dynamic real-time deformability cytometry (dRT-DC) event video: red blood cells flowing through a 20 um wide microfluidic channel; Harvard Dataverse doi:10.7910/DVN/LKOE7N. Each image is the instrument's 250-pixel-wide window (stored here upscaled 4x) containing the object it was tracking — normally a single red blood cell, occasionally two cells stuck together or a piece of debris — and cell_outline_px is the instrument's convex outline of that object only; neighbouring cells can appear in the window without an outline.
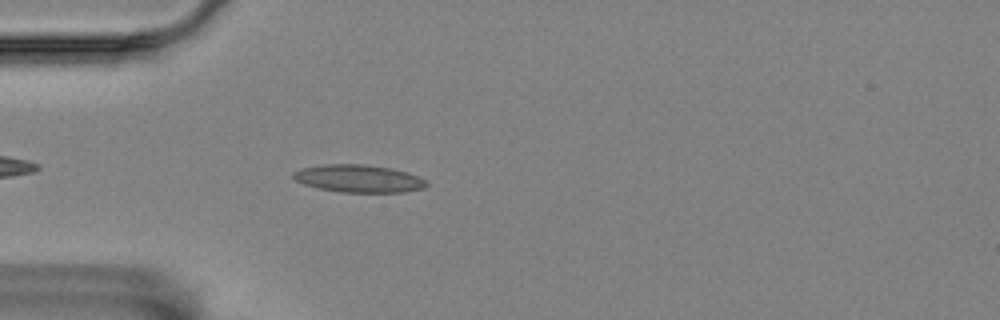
{"species": "Egyptian fruit bat (a non-hibernating species)", "species_latin": "Rousettus aegyptiacus", "temperature_condition": "room temperature", "stored_images_in_passage": 43, "camera_frame_rate_fps": 3000, "um_per_image_px": 0.085, "animal": {"sex": "female"}, "frame": {"image": 1, "passage_image": 6, "time_ms": 1.667, "image_size_px": [1000, 320], "cell_outline_px": [[428, 184], [424, 188], [404, 192], [340, 192], [320, 188], [304, 184], [296, 180], [292, 176], [292, 172], [304, 168], [324, 164], [364, 164], [392, 168], [420, 176], [428, 180]], "centroid_in_image_um": [30.54, 15.17], "position_along_channel_um": 54.5, "area_um2": 21.44}}
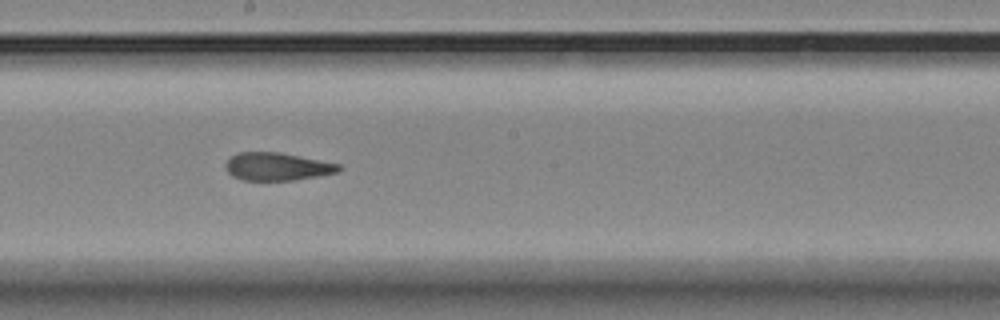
{"frame": {"image": 2, "passage_image": 21, "time_ms": 6.667, "image_size_px": [1000, 320], "cell_outline_px": [[344, 168], [336, 172], [316, 176], [292, 180], [240, 180], [232, 176], [228, 172], [224, 164], [232, 156], [240, 152], [280, 152], [340, 164]], "centroid_in_image_um": [23.54, 14.16], "position_along_channel_um": 224.7, "area_um2": 18.26}}
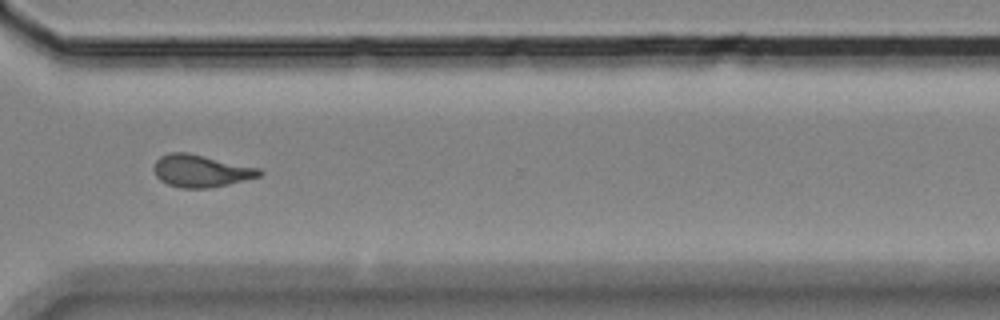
{"frame": {"image": 3, "passage_image": 32, "time_ms": 10.333, "image_size_px": [1000, 320], "cell_outline_px": [[264, 172], [260, 176], [228, 184], [208, 188], [180, 188], [168, 184], [160, 180], [156, 176], [152, 168], [156, 160], [160, 156], [168, 152], [188, 152], [260, 168]], "centroid_in_image_um": [17.05, 14.51], "position_along_channel_um": 353.5, "area_um2": 20.0}, "authors_computed_cell_mechanics": {"area_um2": 19.363, "velocity_mm_per_s": 3.5172, "shape_relaxation_time_tau1_ms": null, "shape_relaxation_time_tau2_ms": 1.7675, "deformation_change_tau1": null, "deformation_change_tau2": 0.1018}}